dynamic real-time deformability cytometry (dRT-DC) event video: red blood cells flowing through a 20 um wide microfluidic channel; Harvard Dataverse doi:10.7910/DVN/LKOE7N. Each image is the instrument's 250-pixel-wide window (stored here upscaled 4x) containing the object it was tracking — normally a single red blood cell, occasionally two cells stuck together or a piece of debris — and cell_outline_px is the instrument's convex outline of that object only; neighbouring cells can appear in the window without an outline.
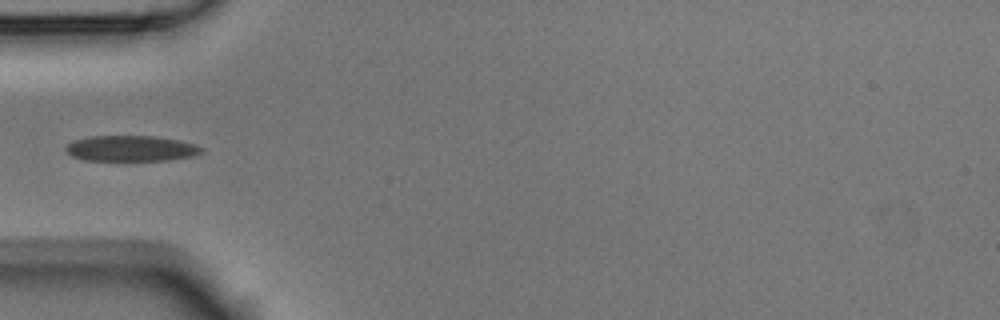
{"species": "Egyptian fruit bat (a non-hibernating species)", "species_latin": "Rousettus aegyptiacus", "temperature_condition": "room temperature", "stored_images_in_passage": 5, "camera_frame_rate_fps": 3000, "um_per_image_px": 0.085, "animal": {"sex": "male"}, "frame": {"image": 1, "passage_image": 4, "time_ms": 1.0, "image_size_px": [1000, 320], "cell_outline_px": [[204, 152], [196, 156], [168, 160], [84, 160], [72, 156], [64, 152], [64, 148], [72, 140], [88, 136], [156, 136], [180, 140], [196, 144], [204, 148]], "centroid_in_image_um": [11.16, 12.61], "position_along_channel_um": 73.8, "area_um2": 20.69}}
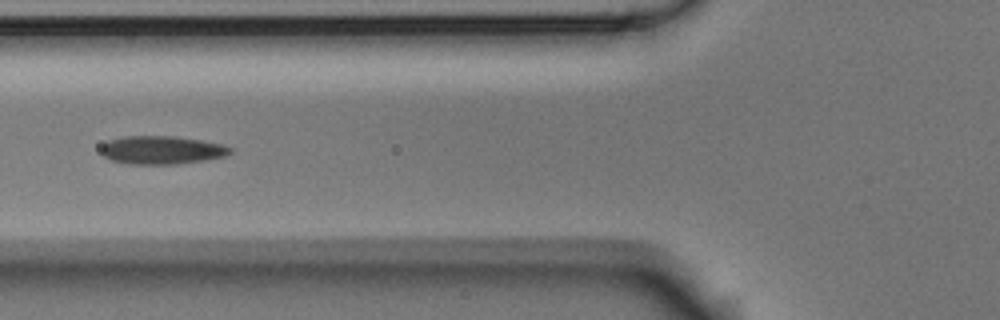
{"frame": {"image": 2, "passage_image": 5, "time_ms": 1.333, "image_size_px": [1000, 320], "cell_outline_px": [[232, 152], [224, 156], [204, 160], [176, 164], [128, 164], [112, 160], [104, 156], [100, 152], [100, 148], [108, 140], [124, 136], [176, 136], [224, 144], [232, 148]], "centroid_in_image_um": [13.74, 12.75], "position_along_channel_um": 112.1, "area_um2": 21.33}}